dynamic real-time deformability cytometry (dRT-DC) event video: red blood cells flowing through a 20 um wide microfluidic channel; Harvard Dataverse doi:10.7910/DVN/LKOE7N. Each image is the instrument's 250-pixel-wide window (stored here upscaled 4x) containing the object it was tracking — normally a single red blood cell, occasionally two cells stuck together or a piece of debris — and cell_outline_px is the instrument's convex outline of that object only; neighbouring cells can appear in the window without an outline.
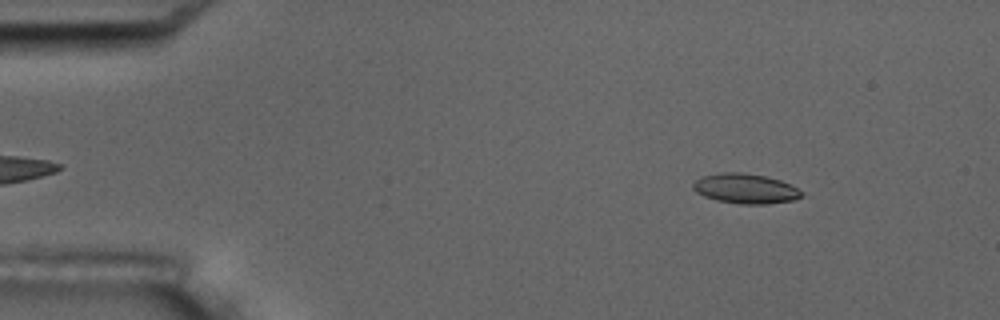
{"species": "common noctule bat (a hibernating species)", "species_latin": "Nyctalus noctula", "temperature_condition": "room temperature", "stored_images_in_passage": 6, "camera_frame_rate_fps": 3000, "um_per_image_px": 0.085, "animal": {"sex": "male", "body_mass_g": 17.5, "forearm_length_mm": 52.3}, "frame": {"image": 1, "passage_image": 2, "time_ms": 1.333, "image_size_px": [1000, 320], "cell_outline_px": [[804, 192], [796, 200], [764, 204], [740, 204], [716, 200], [704, 196], [696, 192], [692, 188], [692, 184], [700, 176], [720, 172], [740, 172], [764, 176], [780, 180], [792, 184]], "centroid_in_image_um": [63.36, 16.02], "position_along_channel_um": 21.6, "area_um2": 19.07}}
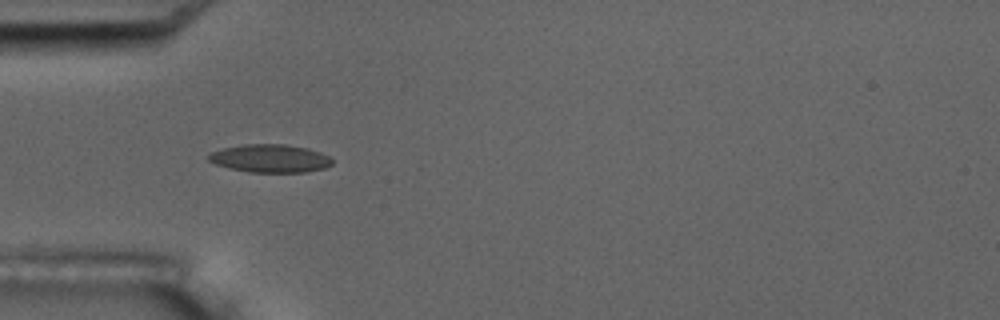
{"frame": {"image": 2, "passage_image": 5, "time_ms": 4.667, "image_size_px": [1000, 320], "cell_outline_px": [[332, 164], [324, 168], [304, 172], [248, 172], [228, 168], [216, 164], [208, 160], [208, 156], [212, 152], [224, 148], [244, 144], [284, 144], [308, 148], [320, 152], [328, 156], [332, 160]], "centroid_in_image_um": [22.96, 13.46], "position_along_channel_um": 62.0, "area_um2": 20.11}}